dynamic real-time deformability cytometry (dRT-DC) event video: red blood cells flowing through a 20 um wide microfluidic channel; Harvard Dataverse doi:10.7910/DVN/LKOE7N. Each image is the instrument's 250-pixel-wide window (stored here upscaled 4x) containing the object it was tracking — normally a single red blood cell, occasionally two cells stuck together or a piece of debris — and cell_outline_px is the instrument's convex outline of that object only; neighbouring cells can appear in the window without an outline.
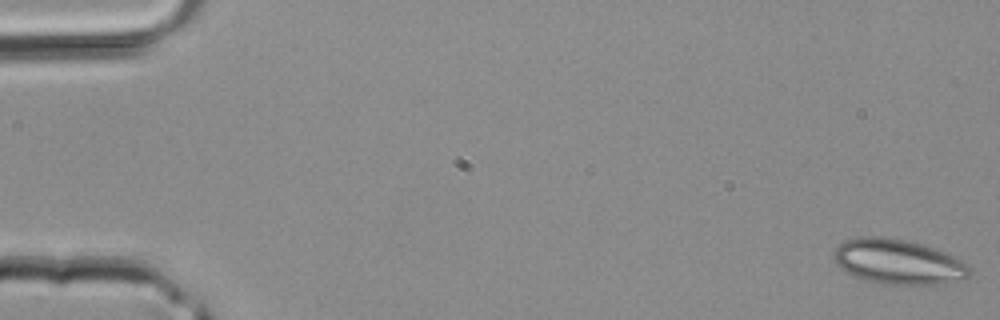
{"species": "common noctule bat (a hibernating species)", "species_latin": "Nyctalus noctula", "temperature_condition": "room temperature", "stored_images_in_passage": 42, "camera_frame_rate_fps": 3000, "um_per_image_px": 0.085, "animal": {"sex": "male", "body_mass_g": 20.4}, "frame": {"image": 1, "passage_image": 1, "time_ms": 0.0, "image_size_px": [1000, 320], "cell_outline_px": [[972, 272], [964, 280], [940, 284], [884, 284], [864, 280], [840, 268], [836, 264], [832, 256], [836, 248], [844, 240], [860, 236], [884, 236], [908, 240], [924, 244], [944, 252], [968, 264], [972, 268]], "centroid_in_image_um": [76.36, 22.24], "position_along_channel_um": 8.6, "area_um2": 35.89}}
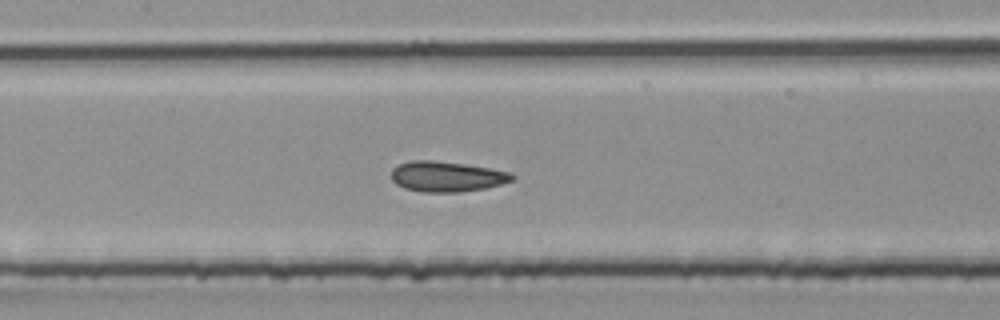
{"frame": {"image": 2, "passage_image": 20, "time_ms": 6.333, "image_size_px": [1000, 320], "cell_outline_px": [[516, 176], [512, 180], [500, 184], [484, 188], [460, 192], [424, 192], [404, 188], [396, 184], [392, 180], [392, 168], [400, 164], [412, 160], [432, 160], [464, 164], [492, 168], [512, 172]], "centroid_in_image_um": [37.99, 15.0], "position_along_channel_um": 169.4, "area_um2": 21.39}}
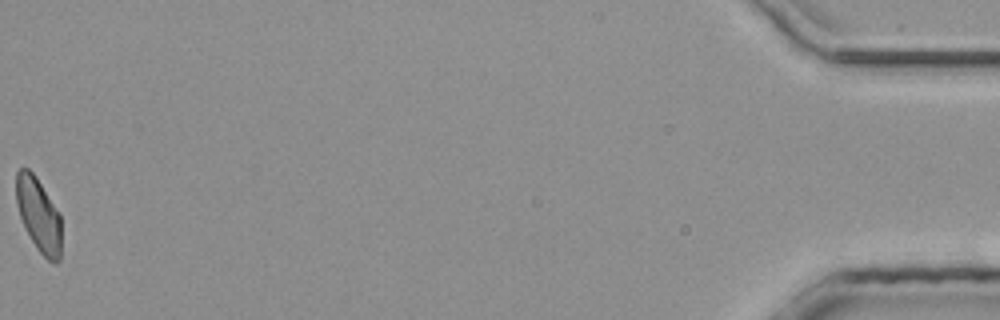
{"frame": {"image": 3, "passage_image": 42, "time_ms": 13.667, "image_size_px": [1000, 320], "cell_outline_px": [[60, 260], [56, 264], [48, 260], [36, 248], [24, 228], [16, 204], [16, 172], [20, 168], [28, 168], [36, 176], [60, 216]], "centroid_in_image_um": [3.25, 18.27], "position_along_channel_um": 431.9, "area_um2": 19.31}}